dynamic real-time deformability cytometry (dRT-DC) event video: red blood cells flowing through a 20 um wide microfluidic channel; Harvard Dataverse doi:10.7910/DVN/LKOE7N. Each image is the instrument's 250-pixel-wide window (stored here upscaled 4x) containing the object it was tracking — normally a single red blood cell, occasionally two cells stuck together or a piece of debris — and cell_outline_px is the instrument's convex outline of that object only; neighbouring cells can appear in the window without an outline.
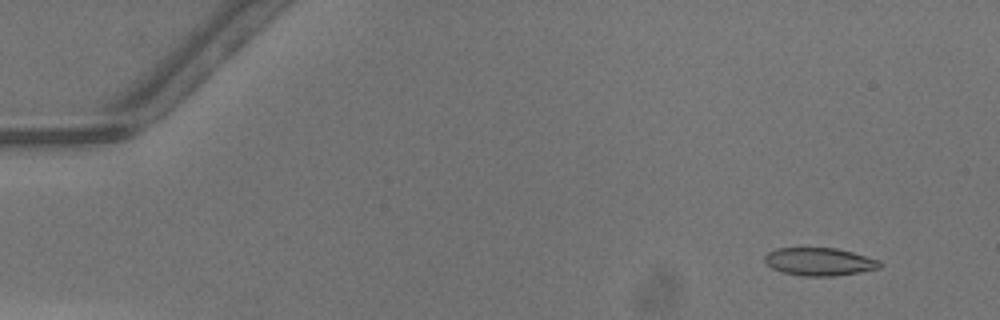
{"species": "common noctule bat (a hibernating species)", "species_latin": "Nyctalus noctula", "temperature_condition": "warm", "stored_images_in_passage": 40, "camera_frame_rate_fps": 3000, "um_per_image_px": 0.085, "animal": {"sex": "male", "body_mass_g": 13.3}, "frame": {"image": 1, "passage_image": 5, "time_ms": 1.333, "image_size_px": [1000, 320], "cell_outline_px": [[880, 268], [860, 272], [832, 276], [804, 276], [780, 272], [772, 268], [764, 260], [764, 256], [768, 252], [776, 248], [836, 248], [852, 252], [880, 260]], "centroid_in_image_um": [69.63, 22.24], "position_along_channel_um": 15.4, "area_um2": 18.67}}
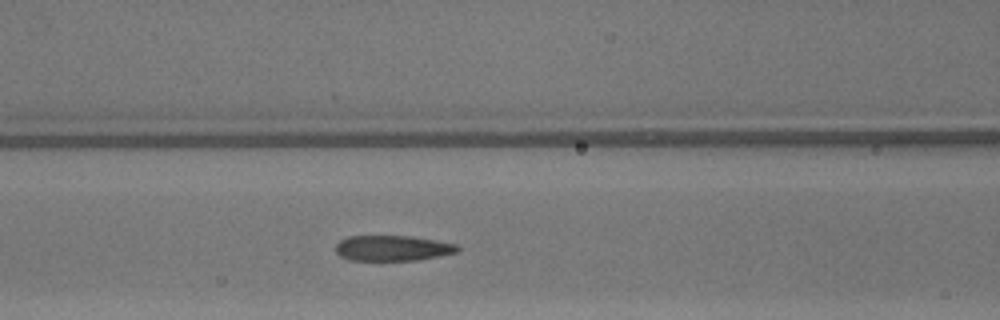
{"frame": {"image": 2, "passage_image": 22, "time_ms": 7.0, "image_size_px": [1000, 320], "cell_outline_px": [[460, 248], [456, 252], [440, 256], [420, 260], [348, 260], [340, 256], [336, 252], [336, 244], [340, 240], [348, 236], [408, 236], [456, 244]], "centroid_in_image_um": [33.33, 21.1], "position_along_channel_um": 133.3, "area_um2": 17.98}}
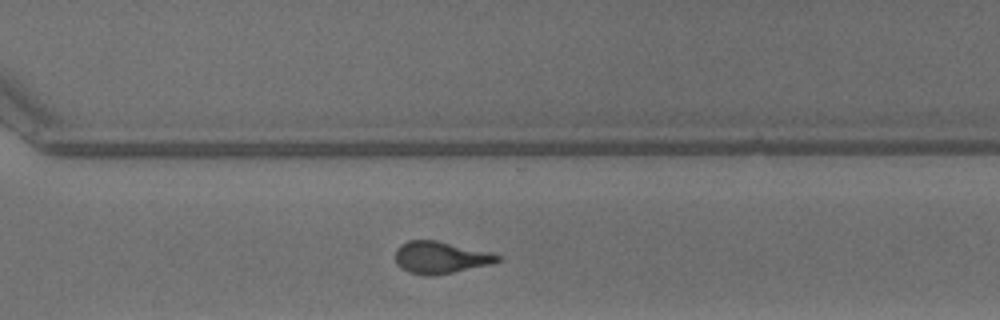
{"frame": {"image": 3, "passage_image": 36, "time_ms": 11.667, "image_size_px": [1000, 320], "cell_outline_px": [[500, 260], [492, 264], [452, 272], [428, 276], [408, 272], [400, 268], [396, 264], [396, 248], [400, 244], [408, 240], [436, 240], [488, 252], [500, 256]], "centroid_in_image_um": [37.38, 21.88], "position_along_channel_um": 333.2, "area_um2": 18.9}, "authors_computed_cell_mechanics": {"area_um2": 19.1318, "velocity_mm_per_s": 4.2979, "shape_relaxation_time_tau1_ms": 6.7548, "shape_relaxation_time_tau2_ms": 1.512, "deformation_change_tau1": 0.2339, "deformation_change_tau2": 0.1024}}